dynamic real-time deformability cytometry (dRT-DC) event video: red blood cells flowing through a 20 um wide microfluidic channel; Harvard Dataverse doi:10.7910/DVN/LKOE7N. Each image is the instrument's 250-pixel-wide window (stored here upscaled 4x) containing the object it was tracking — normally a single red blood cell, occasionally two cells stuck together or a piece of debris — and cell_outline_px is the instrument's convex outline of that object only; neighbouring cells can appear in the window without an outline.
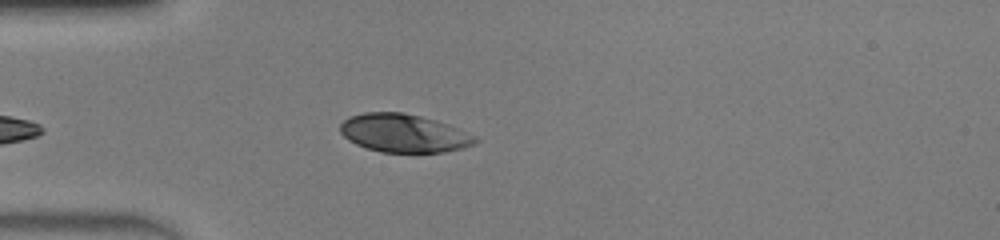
{"species": "human", "species_latin": "Homo sapiens", "temperature_condition": "warm", "stored_images_in_passage": 34, "camera_frame_rate_fps": 3000, "um_per_image_px": 0.085, "donor": {"sex": "male"}, "frame": {"image": 1, "passage_image": 3, "time_ms": 0.667, "image_size_px": [1000, 240], "cell_outline_px": [[480, 140], [464, 148], [444, 152], [380, 152], [364, 148], [348, 140], [340, 132], [340, 124], [348, 116], [364, 112], [404, 112], [436, 120], [448, 124], [476, 136]], "centroid_in_image_um": [34.3, 11.32], "position_along_channel_um": 50.7, "area_um2": 30.29}}
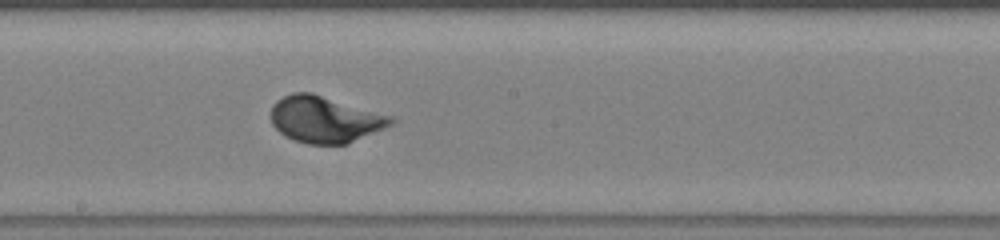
{"frame": {"image": 2, "passage_image": 16, "time_ms": 5.0, "image_size_px": [1000, 240], "cell_outline_px": [[396, 120], [392, 124], [384, 128], [348, 144], [308, 144], [292, 140], [284, 136], [272, 124], [272, 104], [276, 100], [292, 92], [312, 92], [392, 116]], "centroid_in_image_um": [27.61, 10.15], "position_along_channel_um": 220.6, "area_um2": 32.6}}
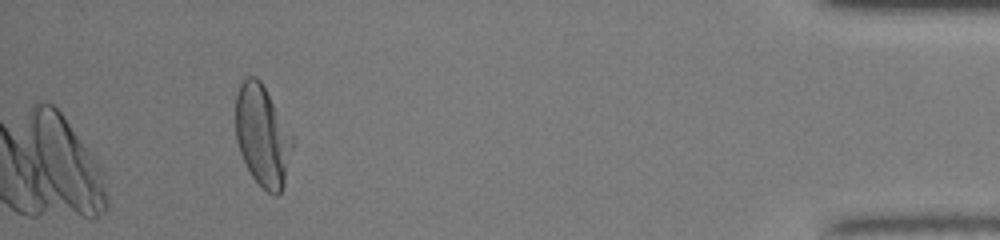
{"frame": {"image": 3, "passage_image": 34, "time_ms": 11.0, "image_size_px": [1000, 240], "cell_outline_px": [[296, 144], [284, 184], [280, 192], [276, 196], [268, 192], [252, 176], [240, 152], [236, 140], [236, 92], [240, 80], [248, 76], [256, 76], [260, 80], [292, 136]], "centroid_in_image_um": [22.32, 11.53], "position_along_channel_um": 412.9, "area_um2": 33.52}}